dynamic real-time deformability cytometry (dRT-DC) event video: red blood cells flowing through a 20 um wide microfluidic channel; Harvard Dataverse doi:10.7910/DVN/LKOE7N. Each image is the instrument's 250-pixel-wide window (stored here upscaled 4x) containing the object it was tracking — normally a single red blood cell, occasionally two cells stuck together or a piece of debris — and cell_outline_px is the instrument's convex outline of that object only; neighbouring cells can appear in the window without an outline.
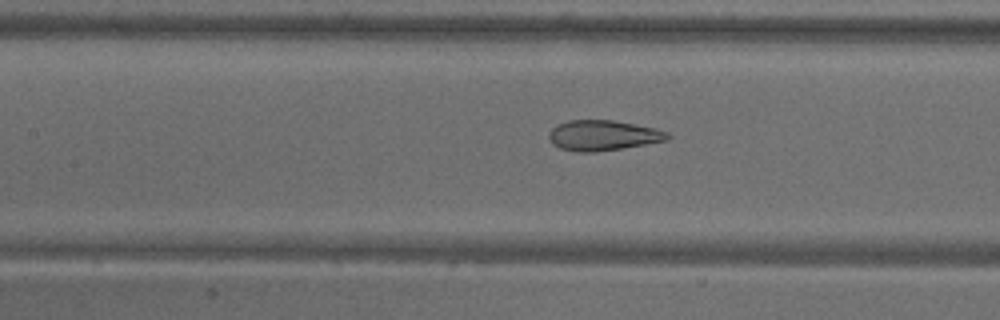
{"species": "common noctule bat (a hibernating species)", "species_latin": "Nyctalus noctula", "temperature_condition": "warm", "stored_images_in_passage": 55, "camera_frame_rate_fps": 3000, "um_per_image_px": 0.085, "animal": {"sex": "male", "body_mass_g": 18.8}, "frame": {"image": 1, "passage_image": 25, "time_ms": 8.0, "image_size_px": [1000, 320], "cell_outline_px": [[672, 136], [668, 140], [596, 152], [580, 152], [560, 148], [552, 144], [548, 136], [548, 132], [556, 124], [568, 120], [612, 120], [656, 128], [668, 132]], "centroid_in_image_um": [51.23, 11.5], "position_along_channel_um": 156.2, "area_um2": 20.98}}
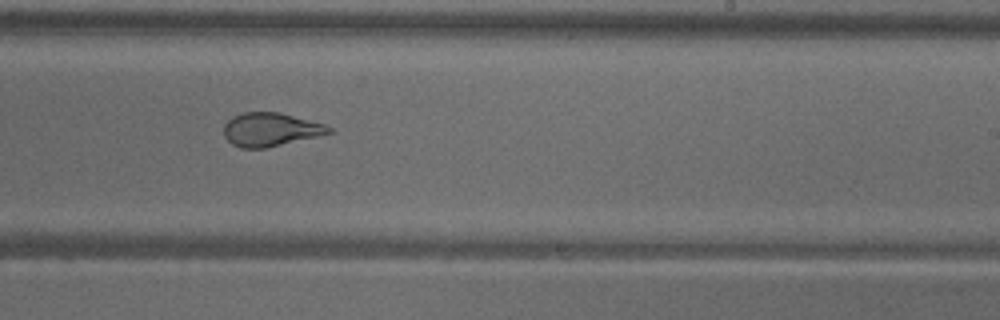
{"frame": {"image": 2, "passage_image": 34, "time_ms": 11.0, "image_size_px": [1000, 320], "cell_outline_px": [[332, 132], [316, 136], [264, 148], [240, 148], [232, 144], [224, 136], [224, 124], [232, 116], [244, 112], [280, 112], [324, 124], [332, 128]], "centroid_in_image_um": [22.95, 11.0], "position_along_channel_um": 266.1, "area_um2": 20.29}}
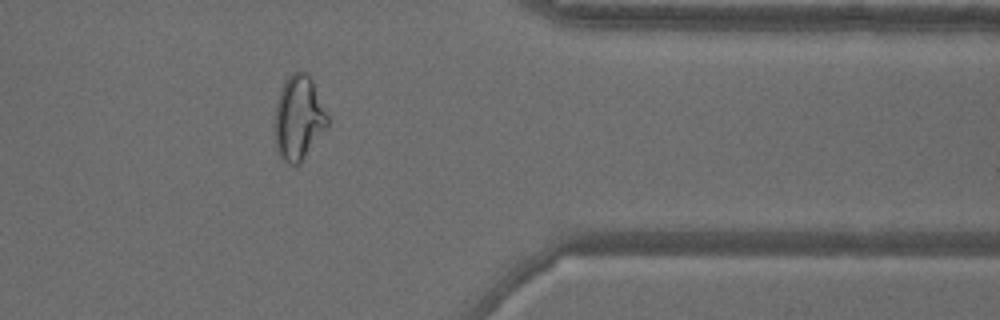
{"frame": {"image": 3, "passage_image": 45, "time_ms": 14.667, "image_size_px": [1000, 320], "cell_outline_px": [[328, 128], [300, 164], [288, 164], [280, 156], [276, 148], [272, 128], [272, 124], [276, 104], [280, 88], [284, 80], [292, 72], [300, 68], [308, 72], [312, 80], [328, 116]], "centroid_in_image_um": [25.35, 10.0], "position_along_channel_um": 386.0, "area_um2": 26.88}, "authors_computed_cell_mechanics": {"area_um2": 26.2412, "velocity_mm_per_s": 3.6782, "shape_relaxation_time_tau1_ms": 6.5852, "shape_relaxation_time_tau2_ms": 0.8725, "deformation_change_tau1": 0.2046, "deformation_change_tau2": 0.0737}}